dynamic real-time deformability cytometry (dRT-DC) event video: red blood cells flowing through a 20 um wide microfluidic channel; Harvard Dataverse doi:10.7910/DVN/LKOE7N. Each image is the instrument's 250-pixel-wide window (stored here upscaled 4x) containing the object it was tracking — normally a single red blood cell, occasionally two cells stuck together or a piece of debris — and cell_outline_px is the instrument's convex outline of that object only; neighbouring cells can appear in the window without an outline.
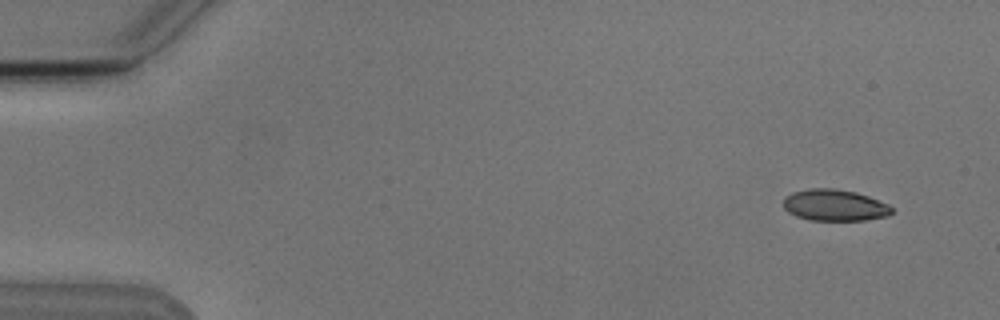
{"species": "Egyptian fruit bat (a non-hibernating species)", "species_latin": "Rousettus aegyptiacus", "temperature_condition": "cold", "stored_images_in_passage": 9, "camera_frame_rate_fps": 3000, "um_per_image_px": 0.085, "animal": {"sex": "male"}, "frame": {"image": 1, "passage_image": 1, "time_ms": 0.0, "image_size_px": [1000, 320], "cell_outline_px": [[892, 212], [888, 216], [864, 220], [808, 220], [796, 216], [788, 212], [784, 208], [784, 196], [792, 192], [812, 188], [832, 188], [856, 192], [868, 196], [888, 204], [892, 208]], "centroid_in_image_um": [70.92, 17.44], "position_along_channel_um": 14.1, "area_um2": 19.88}}
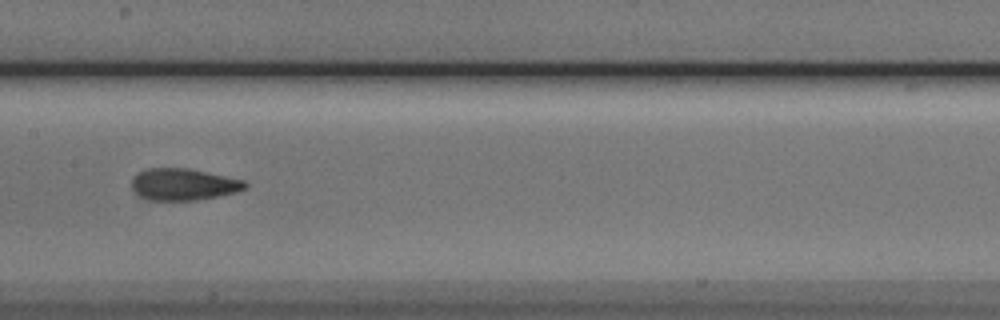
{"frame": {"image": 2, "passage_image": 8, "time_ms": 8.0, "image_size_px": [1000, 320], "cell_outline_px": [[248, 188], [236, 192], [196, 200], [148, 200], [132, 192], [132, 176], [148, 168], [188, 168], [248, 180]], "centroid_in_image_um": [15.62, 15.67], "position_along_channel_um": 191.8, "area_um2": 21.27}}
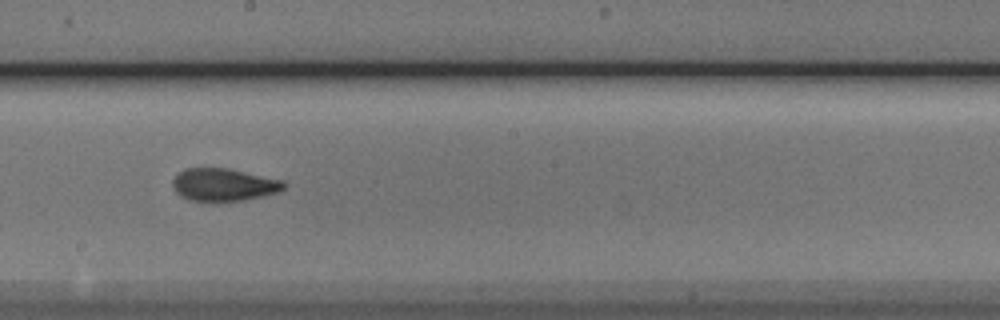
{"frame": {"image": 3, "passage_image": 9, "time_ms": 9.0, "image_size_px": [1000, 320], "cell_outline_px": [[288, 184], [280, 192], [244, 200], [216, 204], [188, 200], [180, 196], [176, 192], [172, 184], [172, 180], [184, 168], [228, 168], [284, 180]], "centroid_in_image_um": [19.03, 15.74], "position_along_channel_um": 229.2, "area_um2": 21.91}}